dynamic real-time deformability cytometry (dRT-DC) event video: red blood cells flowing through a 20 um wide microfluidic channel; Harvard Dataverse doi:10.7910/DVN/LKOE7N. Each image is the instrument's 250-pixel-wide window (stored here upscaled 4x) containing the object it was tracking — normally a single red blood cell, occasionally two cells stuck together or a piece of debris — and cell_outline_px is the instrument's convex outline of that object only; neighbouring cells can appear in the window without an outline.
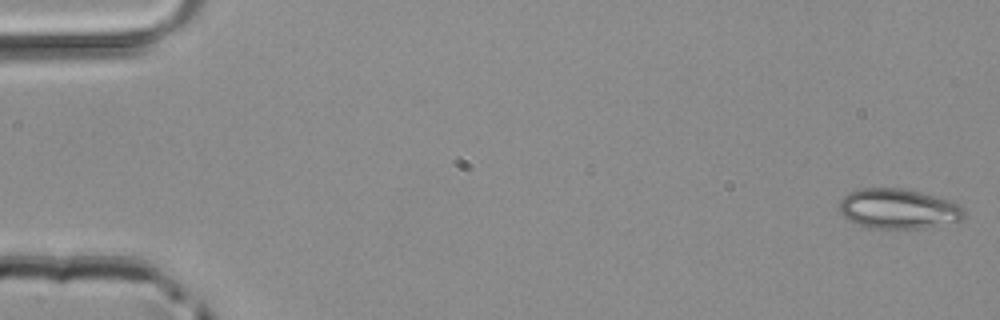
{"species": "common noctule bat (a hibernating species)", "species_latin": "Nyctalus noctula", "temperature_condition": "room temperature", "stored_images_in_passage": 49, "camera_frame_rate_fps": 3000, "um_per_image_px": 0.085, "animal": {"sex": "male", "body_mass_g": 20.4}, "frame": {"image": 1, "passage_image": 1, "time_ms": 0.0, "image_size_px": [1000, 320], "cell_outline_px": [[964, 216], [960, 220], [924, 228], [868, 228], [856, 224], [844, 216], [840, 212], [840, 200], [848, 192], [864, 188], [904, 188], [952, 200], [960, 204], [964, 208]], "centroid_in_image_um": [76.37, 17.74], "position_along_channel_um": 8.6, "area_um2": 29.13}}
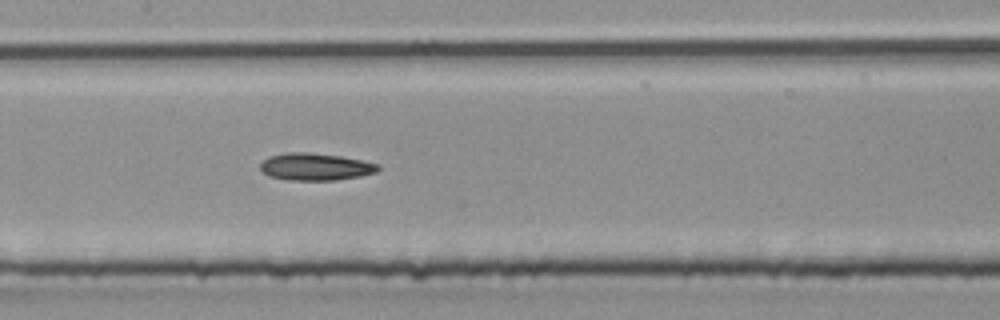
{"frame": {"image": 2, "passage_image": 24, "time_ms": 7.667, "image_size_px": [1000, 320], "cell_outline_px": [[380, 168], [376, 172], [360, 176], [336, 180], [288, 180], [272, 176], [264, 172], [260, 168], [260, 164], [268, 156], [288, 152], [308, 152], [340, 156], [380, 164]], "centroid_in_image_um": [26.82, 14.17], "position_along_channel_um": 180.6, "area_um2": 18.55}}
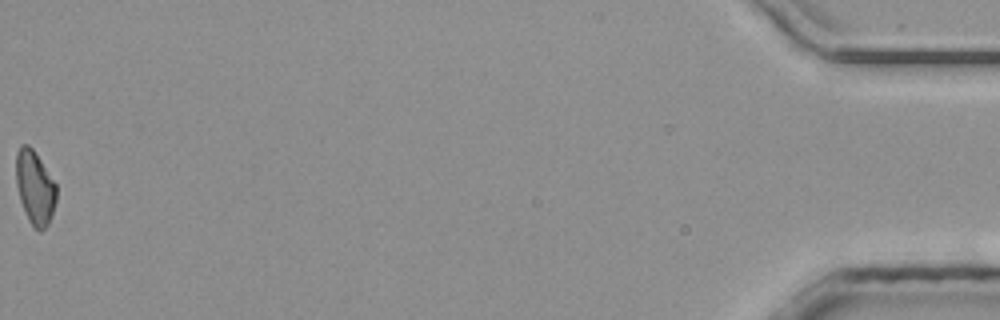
{"frame": {"image": 3, "passage_image": 49, "time_ms": 16.0, "image_size_px": [1000, 320], "cell_outline_px": [[56, 200], [52, 216], [48, 224], [40, 232], [32, 228], [28, 220], [20, 200], [16, 184], [16, 152], [20, 144], [28, 144], [32, 148], [56, 184]], "centroid_in_image_um": [2.95, 15.96], "position_along_channel_um": 432.2, "area_um2": 17.4}}